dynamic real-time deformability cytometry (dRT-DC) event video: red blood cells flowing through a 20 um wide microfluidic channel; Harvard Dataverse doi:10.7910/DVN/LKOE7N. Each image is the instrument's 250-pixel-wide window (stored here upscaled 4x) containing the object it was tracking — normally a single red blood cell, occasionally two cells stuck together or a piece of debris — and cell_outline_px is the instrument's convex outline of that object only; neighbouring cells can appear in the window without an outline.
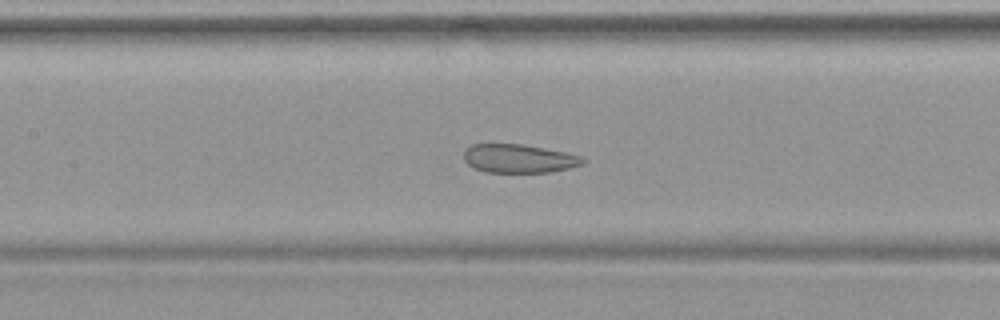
{"species": "common noctule bat (a hibernating species)", "species_latin": "Nyctalus noctula", "temperature_condition": "warm", "stored_images_in_passage": 49, "camera_frame_rate_fps": 3000, "um_per_image_px": 0.085, "animal": {"sex": "female", "body_mass_g": 19.9}, "frame": {"image": 1, "passage_image": 23, "time_ms": 7.333, "image_size_px": [1000, 320], "cell_outline_px": [[588, 160], [584, 164], [568, 168], [548, 172], [484, 172], [472, 168], [464, 160], [464, 152], [472, 144], [524, 144], [584, 156]], "centroid_in_image_um": [44.13, 13.48], "position_along_channel_um": 163.3, "area_um2": 19.94}}
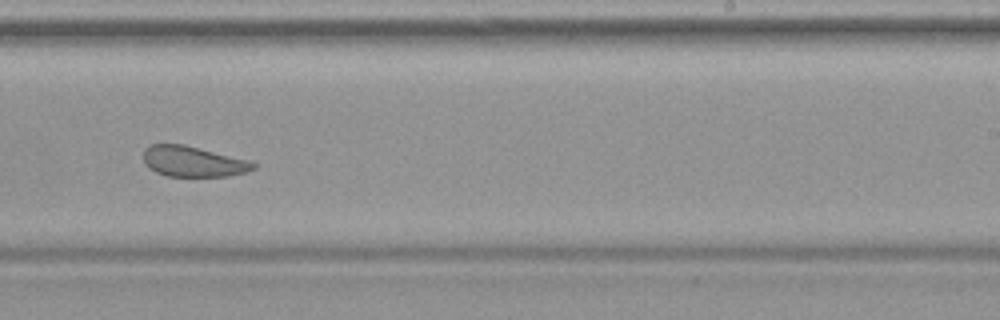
{"frame": {"image": 2, "passage_image": 31, "time_ms": 10.0, "image_size_px": [1000, 320], "cell_outline_px": [[256, 168], [248, 172], [228, 176], [168, 176], [156, 172], [148, 168], [144, 164], [144, 148], [148, 144], [184, 144], [252, 160], [256, 164]], "centroid_in_image_um": [16.44, 13.72], "position_along_channel_um": 272.6, "area_um2": 19.94}}
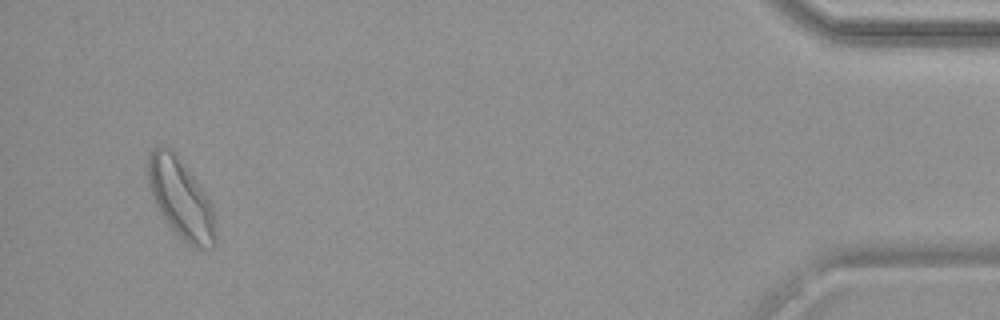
{"frame": {"image": 3, "passage_image": 47, "time_ms": 15.333, "image_size_px": [1000, 320], "cell_outline_px": [[216, 244], [212, 248], [196, 248], [188, 244], [176, 236], [156, 208], [152, 200], [144, 172], [144, 164], [152, 148], [160, 144], [164, 144], [176, 152], [208, 196], [212, 204], [216, 228]], "centroid_in_image_um": [15.31, 16.84], "position_along_channel_um": 419.9, "area_um2": 32.83}}